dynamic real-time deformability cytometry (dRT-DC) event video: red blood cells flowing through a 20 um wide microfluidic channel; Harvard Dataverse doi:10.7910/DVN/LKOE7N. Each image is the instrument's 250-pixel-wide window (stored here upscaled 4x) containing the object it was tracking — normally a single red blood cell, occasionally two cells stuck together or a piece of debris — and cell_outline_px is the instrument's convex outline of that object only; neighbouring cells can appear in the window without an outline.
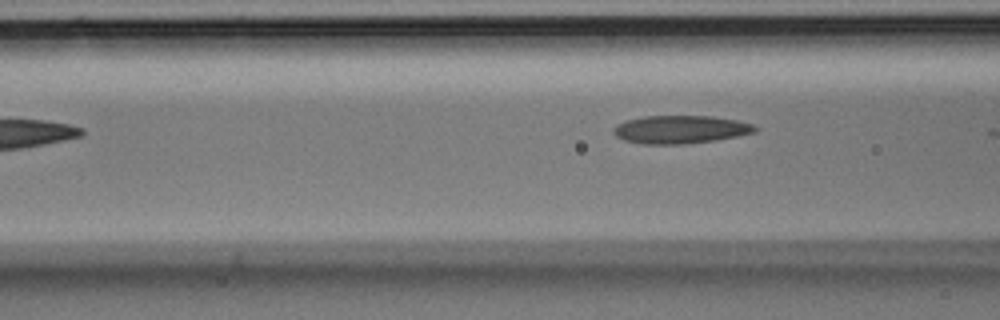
{"species": "Egyptian fruit bat (a non-hibernating species)", "species_latin": "Rousettus aegyptiacus", "temperature_condition": "room temperature", "stored_images_in_passage": 5, "camera_frame_rate_fps": 3000, "um_per_image_px": 0.085, "animal": {"sex": "male"}, "frame": {"image": 1, "passage_image": 5, "time_ms": 1.333, "image_size_px": [1000, 320], "cell_outline_px": [[760, 128], [756, 132], [716, 140], [684, 144], [644, 144], [624, 140], [616, 136], [612, 132], [612, 128], [616, 124], [624, 120], [644, 116], [712, 116], [736, 120], [752, 124]], "centroid_in_image_um": [57.81, 11.0], "position_along_channel_um": 108.8, "area_um2": 23.29}}